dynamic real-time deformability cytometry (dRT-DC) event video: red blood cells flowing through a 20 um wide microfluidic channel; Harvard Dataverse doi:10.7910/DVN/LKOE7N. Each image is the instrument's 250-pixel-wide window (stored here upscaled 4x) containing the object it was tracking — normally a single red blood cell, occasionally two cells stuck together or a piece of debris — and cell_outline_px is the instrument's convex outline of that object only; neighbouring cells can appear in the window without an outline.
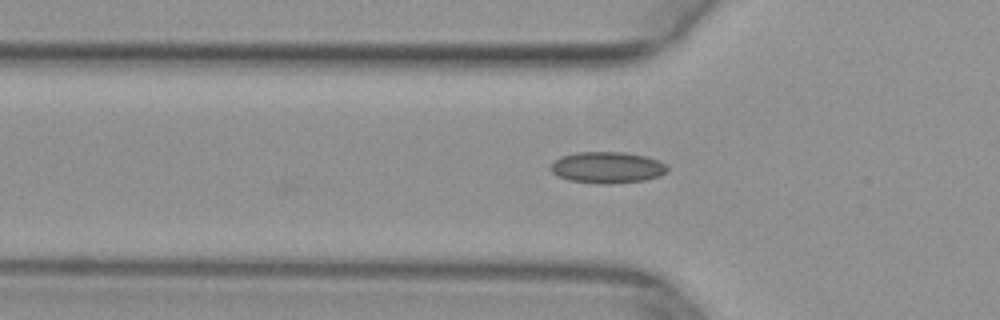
{"species": "common noctule bat (a hibernating species)", "species_latin": "Nyctalus noctula", "temperature_condition": "warm", "stored_images_in_passage": 17, "camera_frame_rate_fps": 3000, "um_per_image_px": 0.085, "animal": {"sex": "female", "body_mass_g": 29.2, "forearm_length_mm": 56.3}, "frame": {"image": 1, "passage_image": 17, "time_ms": 5.333, "image_size_px": [1000, 320], "cell_outline_px": [[668, 172], [660, 176], [644, 180], [608, 184], [600, 184], [568, 180], [556, 176], [552, 172], [552, 164], [560, 156], [576, 152], [624, 152], [648, 156], [664, 164], [668, 168]], "centroid_in_image_um": [51.62, 14.24], "position_along_channel_um": 74.2, "area_um2": 21.39}}